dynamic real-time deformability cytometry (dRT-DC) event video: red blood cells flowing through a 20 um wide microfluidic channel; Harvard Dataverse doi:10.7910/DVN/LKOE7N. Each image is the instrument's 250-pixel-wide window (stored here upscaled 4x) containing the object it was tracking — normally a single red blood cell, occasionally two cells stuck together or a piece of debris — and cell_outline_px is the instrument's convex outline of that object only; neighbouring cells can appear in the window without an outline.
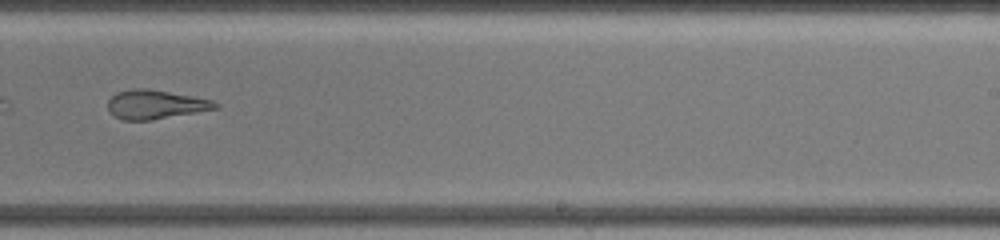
{"species": "common noctule bat (a hibernating species)", "species_latin": "Nyctalus noctula", "temperature_condition": "warm", "stored_images_in_passage": 29, "camera_frame_rate_fps": 3000, "um_per_image_px": 0.085, "animal": {"sex": "female", "body_mass_g": 19.5, "forearm_length_mm": 54.1}, "frame": {"image": 1, "passage_image": 21, "time_ms": 5.667, "image_size_px": [1000, 240], "cell_outline_px": [[220, 104], [216, 108], [196, 112], [152, 120], [124, 120], [112, 116], [108, 108], [108, 100], [116, 92], [132, 88], [148, 88], [212, 100]], "centroid_in_image_um": [13.16, 8.88], "position_along_channel_um": 275.8, "area_um2": 18.09}, "authors_computed_cell_mechanics": {"area_um2": 18.9584, "velocity_mm_per_s": 3.5221, "shape_relaxation_time_tau1_ms": null, "shape_relaxation_time_tau2_ms": 2.7697, "deformation_change_tau1": null, "deformation_change_tau2": 0.1407}}